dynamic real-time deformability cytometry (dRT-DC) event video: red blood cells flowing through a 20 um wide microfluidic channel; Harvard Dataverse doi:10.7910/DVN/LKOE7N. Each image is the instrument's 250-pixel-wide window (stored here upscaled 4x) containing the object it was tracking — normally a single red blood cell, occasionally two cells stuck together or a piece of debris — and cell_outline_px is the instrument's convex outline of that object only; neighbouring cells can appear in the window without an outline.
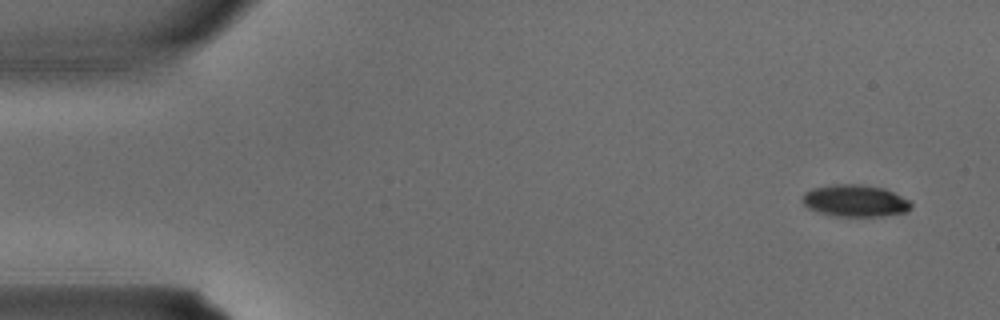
{"species": "common noctule bat (a hibernating species)", "species_latin": "Nyctalus noctula", "temperature_condition": "warm", "stored_images_in_passage": 3, "camera_frame_rate_fps": 3000, "um_per_image_px": 0.085, "animal": {"sex": "male", "body_mass_g": 15.6}, "frame": {"image": 1, "passage_image": 1, "time_ms": 0.0, "image_size_px": [1000, 320], "cell_outline_px": [[912, 208], [908, 212], [884, 216], [836, 216], [820, 212], [808, 208], [804, 204], [804, 192], [812, 188], [832, 184], [860, 184], [884, 188], [912, 200]], "centroid_in_image_um": [72.76, 17.06], "position_along_channel_um": 12.2, "area_um2": 20.4}}
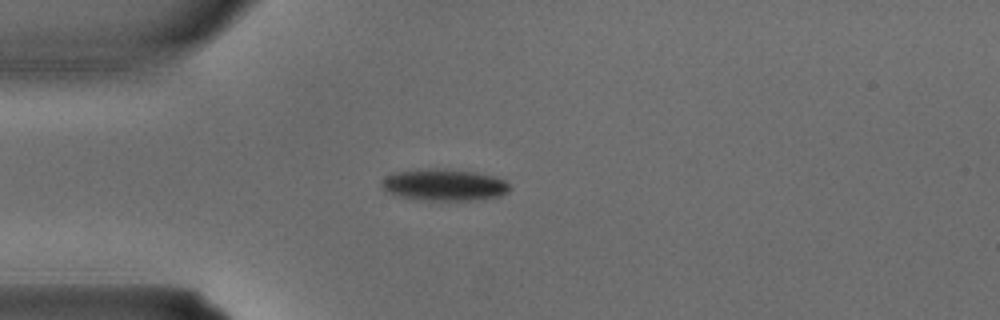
{"frame": {"image": 2, "passage_image": 3, "time_ms": 0.667, "image_size_px": [1000, 320], "cell_outline_px": [[512, 188], [508, 192], [500, 196], [476, 200], [428, 200], [400, 196], [388, 192], [380, 184], [380, 180], [384, 176], [392, 172], [416, 168], [444, 168], [476, 172], [496, 176], [504, 180]], "centroid_in_image_um": [37.74, 15.68], "position_along_channel_um": 47.3, "area_um2": 24.1}}